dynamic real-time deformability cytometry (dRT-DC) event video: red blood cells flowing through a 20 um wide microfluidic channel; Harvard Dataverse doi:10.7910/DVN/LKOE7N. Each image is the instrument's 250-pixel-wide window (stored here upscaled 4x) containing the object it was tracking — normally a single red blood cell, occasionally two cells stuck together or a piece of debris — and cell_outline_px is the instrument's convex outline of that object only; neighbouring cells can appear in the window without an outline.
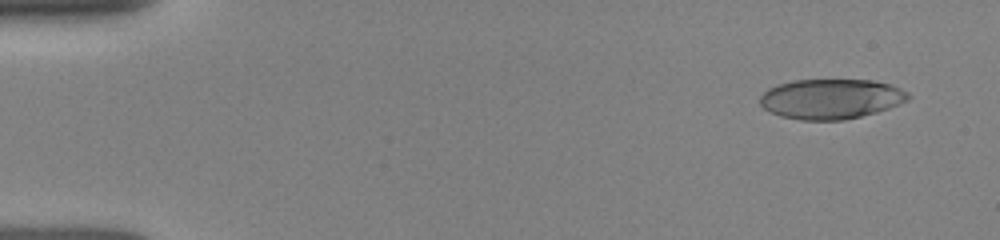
{"species": "human", "species_latin": "Homo sapiens", "temperature_condition": "room temperature", "stored_images_in_passage": 18, "camera_frame_rate_fps": 3000, "um_per_image_px": 0.085, "donor": {"sex": "female"}, "frame": {"image": 1, "passage_image": 3, "time_ms": 0.667, "image_size_px": [1000, 240], "cell_outline_px": [[912, 96], [908, 100], [888, 108], [876, 112], [844, 120], [800, 120], [780, 116], [768, 112], [760, 104], [760, 96], [768, 88], [776, 84], [792, 80], [872, 80], [892, 84], [908, 92]], "centroid_in_image_um": [70.62, 8.4], "position_along_channel_um": 14.4, "area_um2": 34.8}}
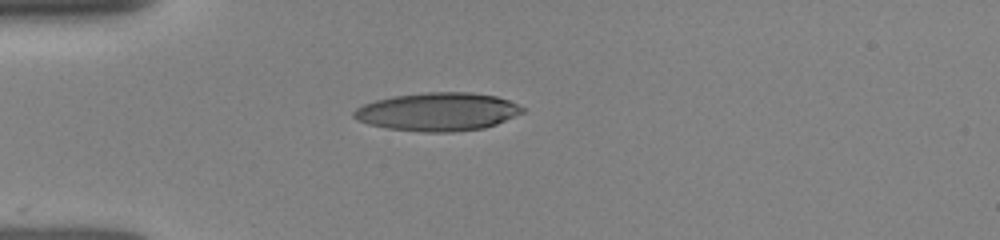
{"frame": {"image": 2, "passage_image": 14, "time_ms": 4.0, "image_size_px": [1000, 240], "cell_outline_px": [[524, 112], [496, 124], [484, 128], [452, 132], [424, 132], [388, 128], [368, 124], [356, 120], [352, 116], [352, 112], [356, 108], [364, 104], [376, 100], [392, 96], [428, 92], [472, 92], [496, 96], [508, 100], [524, 108]], "centroid_in_image_um": [37.19, 9.5], "position_along_channel_um": 47.8, "area_um2": 37.57}}